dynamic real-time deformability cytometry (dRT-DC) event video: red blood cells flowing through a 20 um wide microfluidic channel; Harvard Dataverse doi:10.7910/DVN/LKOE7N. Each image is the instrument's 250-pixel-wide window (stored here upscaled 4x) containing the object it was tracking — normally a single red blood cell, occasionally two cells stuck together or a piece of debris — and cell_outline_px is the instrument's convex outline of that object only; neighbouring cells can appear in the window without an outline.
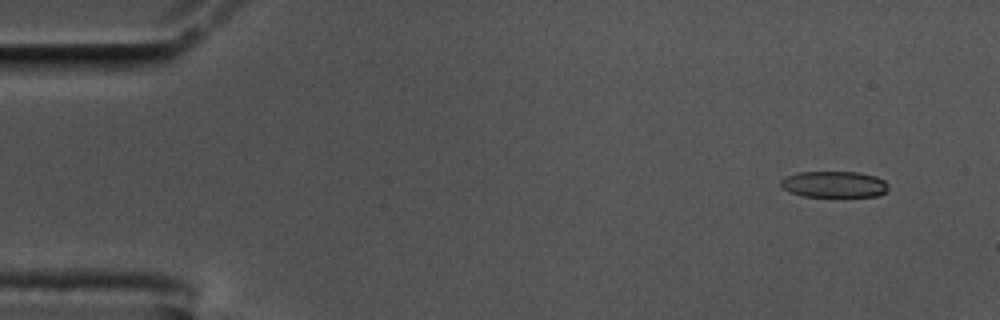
{"species": "common noctule bat (a hibernating species)", "species_latin": "Nyctalus noctula", "temperature_condition": "cold", "stored_images_in_passage": 52, "camera_frame_rate_fps": 3000, "um_per_image_px": 0.085, "animal": {"sex": "male", "body_mass_g": 17.5, "forearm_length_mm": 52.3}, "frame": {"image": 1, "passage_image": 1, "time_ms": 0.0, "image_size_px": [1000, 320], "cell_outline_px": [[888, 192], [876, 196], [804, 196], [788, 192], [780, 184], [780, 180], [796, 172], [860, 172], [876, 176], [884, 180], [888, 184]], "centroid_in_image_um": [70.93, 15.66], "position_along_channel_um": 14.1, "area_um2": 16.53}}
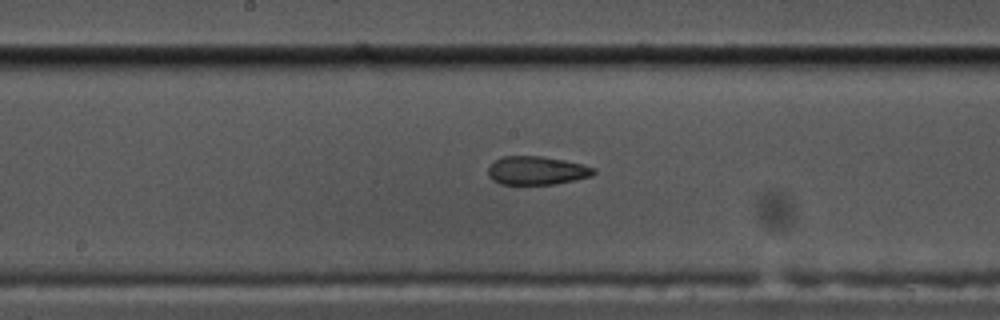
{"frame": {"image": 2, "passage_image": 26, "time_ms": 8.333, "image_size_px": [1000, 320], "cell_outline_px": [[596, 172], [592, 176], [576, 180], [556, 184], [500, 184], [492, 180], [488, 176], [488, 168], [496, 160], [504, 156], [540, 156], [564, 160], [596, 168]], "centroid_in_image_um": [45.63, 14.5], "position_along_channel_um": 202.6, "area_um2": 17.51}}
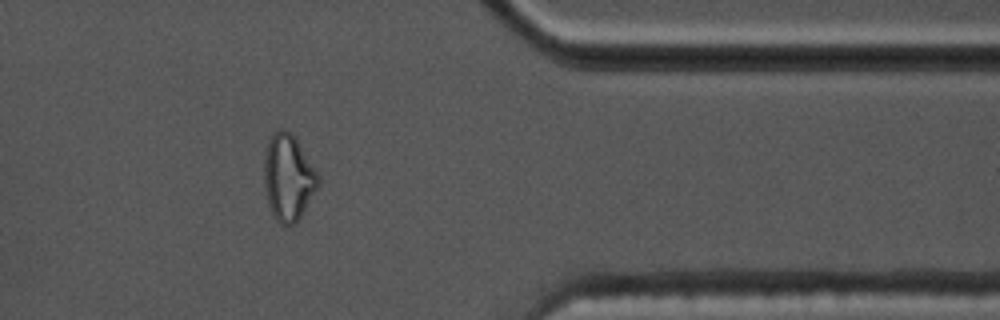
{"frame": {"image": 3, "passage_image": 43, "time_ms": 14.0, "image_size_px": [1000, 320], "cell_outline_px": [[320, 184], [296, 224], [280, 224], [276, 220], [268, 204], [264, 184], [264, 156], [268, 140], [280, 128], [284, 128], [296, 140], [320, 176]], "centroid_in_image_um": [24.5, 15.12], "position_along_channel_um": 386.9, "area_um2": 26.93}, "authors_computed_cell_mechanics": {"area_um2": 18.1203, "velocity_mm_per_s": 3.5463, "shape_relaxation_time_tau1_ms": null, "shape_relaxation_time_tau2_ms": 2.3258, "deformation_change_tau1": null, "deformation_change_tau2": 0.0886}}